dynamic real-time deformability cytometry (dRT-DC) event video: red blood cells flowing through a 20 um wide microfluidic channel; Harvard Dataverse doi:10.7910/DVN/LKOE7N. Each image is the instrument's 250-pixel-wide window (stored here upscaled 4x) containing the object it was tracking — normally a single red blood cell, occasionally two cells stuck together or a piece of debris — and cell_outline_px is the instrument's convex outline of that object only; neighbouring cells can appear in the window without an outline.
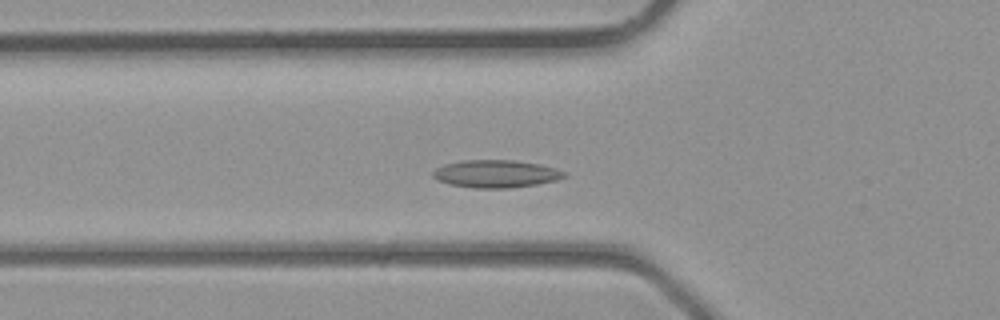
{"species": "common noctule bat (a hibernating species)", "species_latin": "Nyctalus noctula", "temperature_condition": "room temperature", "stored_images_in_passage": 37, "camera_frame_rate_fps": 3000, "um_per_image_px": 0.085, "animal": {"sex": "male", "body_mass_g": 23.1, "forearm_length_mm": 52.7}, "frame": {"image": 1, "passage_image": 11, "time_ms": 3.333, "image_size_px": [1000, 320], "cell_outline_px": [[568, 176], [556, 180], [536, 184], [508, 188], [472, 188], [448, 184], [436, 180], [432, 176], [432, 172], [436, 168], [444, 164], [464, 160], [516, 160], [540, 164], [556, 168], [564, 172]], "centroid_in_image_um": [42.13, 14.77], "position_along_channel_um": 83.7, "area_um2": 21.27}}
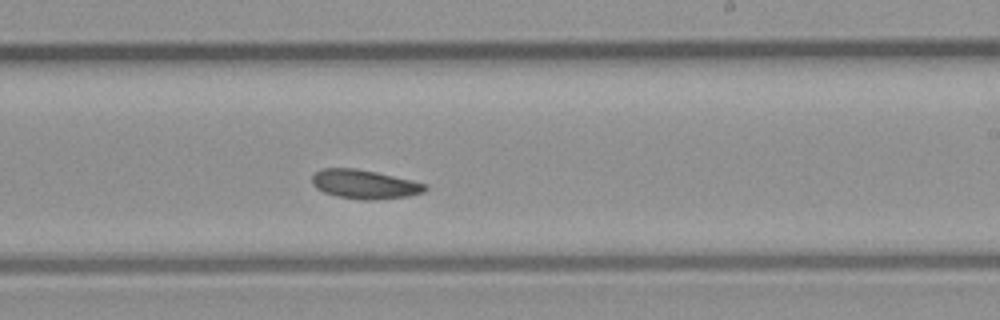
{"frame": {"image": 2, "passage_image": 21, "time_ms": 6.667, "image_size_px": [1000, 320], "cell_outline_px": [[428, 188], [424, 192], [408, 196], [372, 200], [364, 200], [336, 196], [324, 192], [316, 188], [312, 184], [312, 176], [320, 168], [356, 168], [376, 172], [412, 180], [428, 184]], "centroid_in_image_um": [30.99, 15.66], "position_along_channel_um": 258.0, "area_um2": 19.19}}
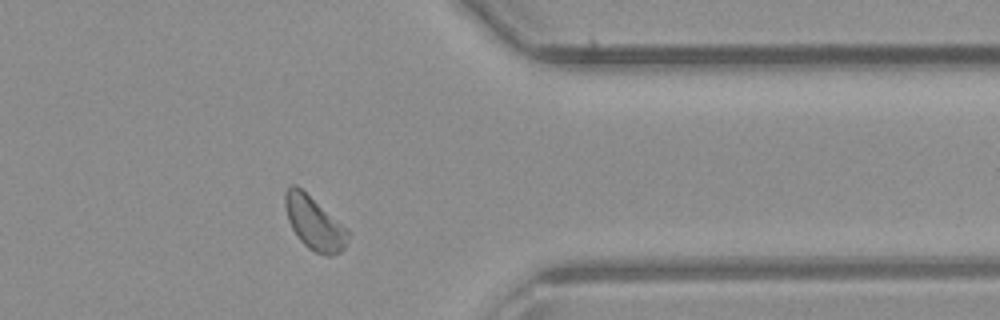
{"frame": {"image": 3, "passage_image": 29, "time_ms": 9.333, "image_size_px": [1000, 320], "cell_outline_px": [[348, 236], [344, 248], [340, 252], [332, 256], [328, 256], [316, 252], [308, 248], [300, 240], [292, 228], [288, 220], [284, 208], [284, 192], [292, 184], [296, 184], [348, 228]], "centroid_in_image_um": [26.7, 18.95], "position_along_channel_um": 384.7, "area_um2": 19.48}}